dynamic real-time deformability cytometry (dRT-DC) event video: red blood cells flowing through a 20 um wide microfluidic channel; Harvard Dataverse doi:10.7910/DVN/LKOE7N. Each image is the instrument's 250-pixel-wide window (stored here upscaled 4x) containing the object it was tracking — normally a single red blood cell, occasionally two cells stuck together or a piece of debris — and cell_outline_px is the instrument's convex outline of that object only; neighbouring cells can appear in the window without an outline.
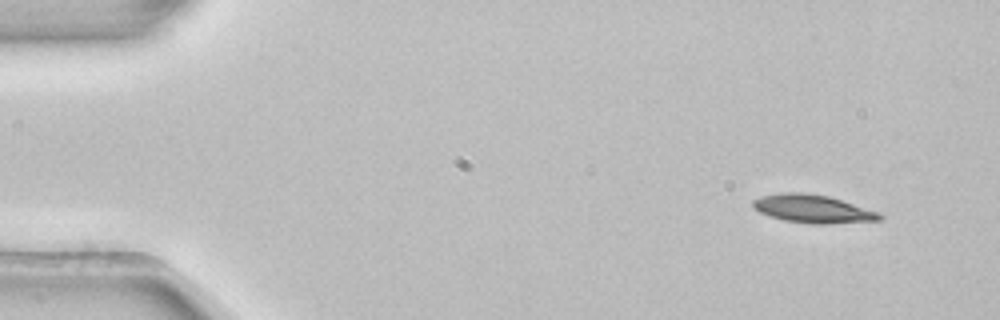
{"species": "common noctule bat (a hibernating species)", "species_latin": "Nyctalus noctula", "temperature_condition": "room temperature", "stored_images_in_passage": 4, "camera_frame_rate_fps": 3000, "um_per_image_px": 0.085, "animal": {"sex": "female", "body_mass_g": 22.7, "forearm_length_mm": 54.2}, "frame": {"image": 1, "passage_image": 1, "time_ms": 0.0, "image_size_px": [1000, 320], "cell_outline_px": [[884, 216], [880, 220], [828, 224], [812, 224], [784, 220], [768, 216], [760, 212], [752, 204], [752, 200], [760, 196], [780, 192], [800, 192], [828, 196], [880, 212]], "centroid_in_image_um": [69.09, 17.75], "position_along_channel_um": 15.9, "area_um2": 20.81}}
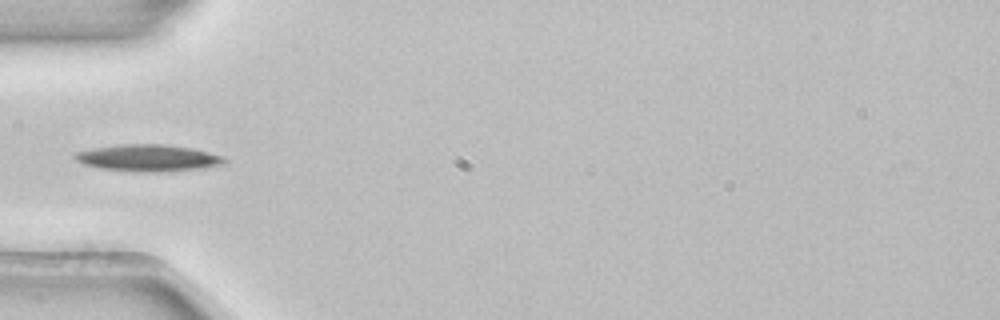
{"frame": {"image": 2, "passage_image": 4, "time_ms": 1.0, "image_size_px": [1000, 320], "cell_outline_px": [[228, 160], [224, 164], [196, 168], [160, 172], [148, 172], [100, 168], [84, 164], [76, 160], [76, 152], [96, 148], [128, 144], [164, 144], [192, 148], [224, 156]], "centroid_in_image_um": [12.65, 13.42], "position_along_channel_um": 72.4, "area_um2": 22.77}}